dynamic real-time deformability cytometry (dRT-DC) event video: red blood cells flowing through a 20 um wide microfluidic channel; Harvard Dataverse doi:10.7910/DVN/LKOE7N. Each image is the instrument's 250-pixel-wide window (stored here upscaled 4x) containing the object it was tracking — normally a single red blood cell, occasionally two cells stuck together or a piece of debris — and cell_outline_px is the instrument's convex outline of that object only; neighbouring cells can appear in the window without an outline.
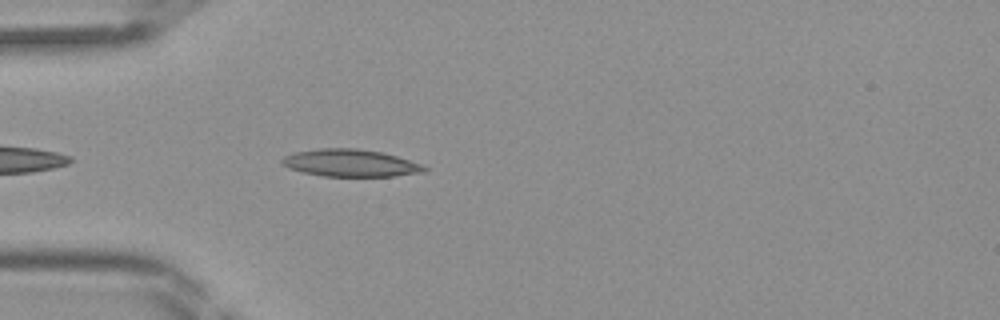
{"species": "Egyptian fruit bat (a non-hibernating species)", "species_latin": "Rousettus aegyptiacus", "temperature_condition": "room temperature", "stored_images_in_passage": 6, "camera_frame_rate_fps": 3000, "um_per_image_px": 0.085, "frame": {"image": 1, "passage_image": 3, "time_ms": 0.667, "image_size_px": [1000, 320], "cell_outline_px": [[428, 168], [424, 172], [392, 176], [324, 176], [304, 172], [288, 168], [280, 164], [280, 160], [284, 156], [292, 152], [320, 148], [356, 148], [380, 152], [396, 156], [420, 164]], "centroid_in_image_um": [29.72, 13.85], "position_along_channel_um": 55.3, "area_um2": 22.54}}